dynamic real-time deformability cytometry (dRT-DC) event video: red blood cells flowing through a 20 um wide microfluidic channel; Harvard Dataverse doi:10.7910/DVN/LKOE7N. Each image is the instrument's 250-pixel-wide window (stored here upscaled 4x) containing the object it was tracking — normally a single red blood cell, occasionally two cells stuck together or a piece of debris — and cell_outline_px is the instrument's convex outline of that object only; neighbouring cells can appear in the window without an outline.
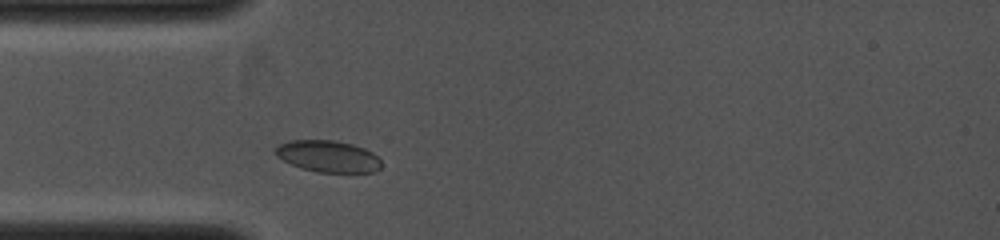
{"species": "common noctule bat (a hibernating species)", "species_latin": "Nyctalus noctula", "temperature_condition": "cold", "stored_images_in_passage": 2, "camera_frame_rate_fps": 4000, "um_per_image_px": 0.085, "animal": {"sex": "female", "body_mass_g": 19.0, "forearm_length_mm": 53.3}, "frame": {"image": 1, "passage_image": 2, "time_ms": 0.75, "image_size_px": [1000, 240], "cell_outline_px": [[380, 168], [376, 172], [316, 172], [292, 164], [276, 156], [276, 148], [280, 144], [292, 140], [332, 140], [352, 144], [364, 148], [372, 152], [380, 160]], "centroid_in_image_um": [27.91, 13.28], "position_along_channel_um": 57.1, "area_um2": 19.25}}